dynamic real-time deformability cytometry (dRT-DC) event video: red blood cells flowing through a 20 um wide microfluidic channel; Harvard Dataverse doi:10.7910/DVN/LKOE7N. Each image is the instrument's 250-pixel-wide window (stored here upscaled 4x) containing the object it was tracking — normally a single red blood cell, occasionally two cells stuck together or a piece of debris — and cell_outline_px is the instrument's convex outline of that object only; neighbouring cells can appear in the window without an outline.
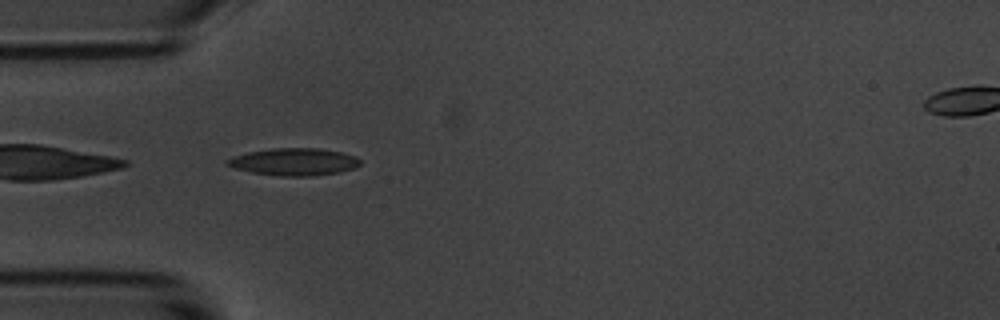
{"species": "common noctule bat (a hibernating species)", "species_latin": "Nyctalus noctula", "temperature_condition": "room temperature", "stored_images_in_passage": 19, "camera_frame_rate_fps": 3000, "um_per_image_px": 0.085, "animal": {"sex": "male", "body_mass_g": 20.1, "forearm_length_mm": 53.5}, "frame": {"image": 1, "passage_image": 1, "time_ms": 0.0, "image_size_px": [1000, 320], "cell_outline_px": [[360, 164], [356, 168], [340, 172], [312, 176], [280, 176], [252, 172], [232, 168], [224, 164], [224, 160], [232, 156], [248, 152], [272, 148], [320, 148], [340, 152], [352, 156], [360, 160]], "centroid_in_image_um": [24.93, 13.76], "position_along_channel_um": 60.1, "area_um2": 21.27}}
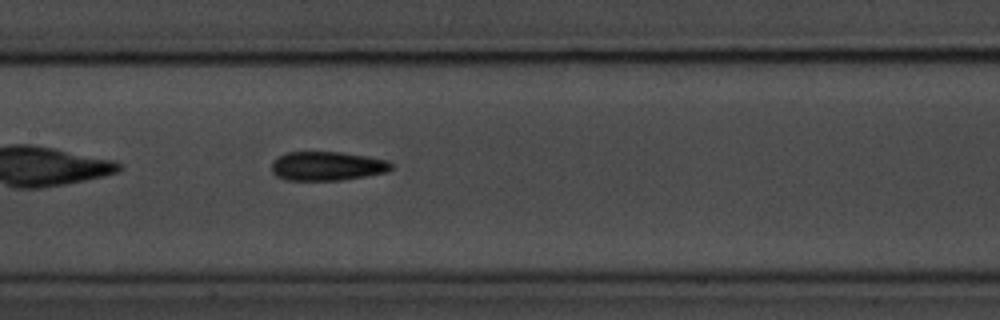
{"frame": {"image": 2, "passage_image": 11, "time_ms": 3.333, "image_size_px": [1000, 320], "cell_outline_px": [[392, 168], [388, 172], [340, 180], [288, 180], [276, 176], [272, 172], [272, 164], [280, 156], [288, 152], [340, 152], [388, 160], [392, 164]], "centroid_in_image_um": [27.82, 14.12], "position_along_channel_um": 179.6, "area_um2": 20.0}}